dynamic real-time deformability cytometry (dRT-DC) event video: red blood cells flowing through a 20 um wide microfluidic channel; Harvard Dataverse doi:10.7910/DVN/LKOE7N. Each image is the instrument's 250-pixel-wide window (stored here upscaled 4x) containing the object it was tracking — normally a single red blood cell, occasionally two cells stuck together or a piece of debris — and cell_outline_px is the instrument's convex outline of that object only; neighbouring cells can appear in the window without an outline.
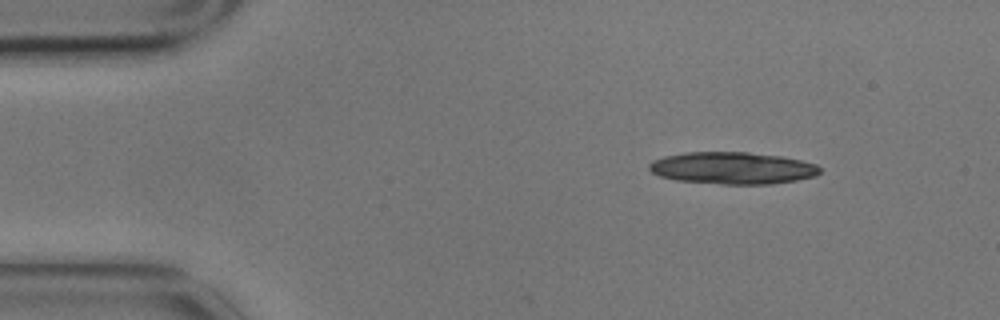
{"species": "common noctule bat (a hibernating species)", "species_latin": "Nyctalus noctula", "temperature_condition": "cold", "stored_images_in_passage": 4, "segment_of_instrument_passage": [1, 2], "camera_frame_rate_fps": 3000, "um_per_image_px": 0.085, "animal": {"sex": "male", "body_mass_g": 17.9}, "frame": {"image": 1, "passage_image": 1, "time_ms": 0.0, "image_size_px": [1000, 320], "cell_outline_px": [[820, 172], [816, 176], [796, 180], [772, 184], [720, 184], [676, 180], [660, 176], [652, 172], [648, 168], [648, 164], [652, 160], [664, 156], [684, 152], [748, 152], [780, 156], [800, 160], [816, 164], [820, 168]], "centroid_in_image_um": [62.24, 14.28], "position_along_channel_um": 22.8, "area_um2": 31.96}}